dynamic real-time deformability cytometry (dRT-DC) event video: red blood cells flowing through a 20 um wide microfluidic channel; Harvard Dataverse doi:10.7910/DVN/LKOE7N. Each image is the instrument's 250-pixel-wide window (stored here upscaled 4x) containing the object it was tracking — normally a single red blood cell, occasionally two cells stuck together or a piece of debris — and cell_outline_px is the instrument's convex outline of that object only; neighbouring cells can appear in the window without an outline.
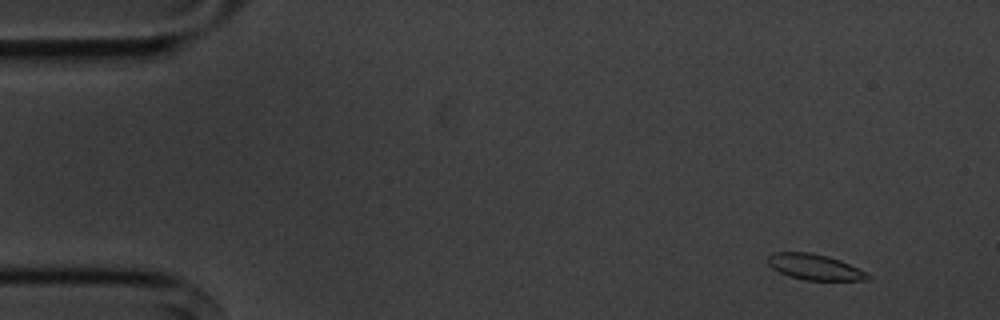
{"species": "common noctule bat (a hibernating species)", "species_latin": "Nyctalus noctula", "temperature_condition": "cold", "stored_images_in_passage": 14, "camera_frame_rate_fps": 3000, "um_per_image_px": 0.085, "animal": {"sex": "male", "body_mass_g": 20.1, "forearm_length_mm": 53.5}, "frame": {"image": 1, "passage_image": 1, "time_ms": 0.0, "image_size_px": [1000, 320], "cell_outline_px": [[872, 276], [868, 280], [804, 280], [788, 276], [772, 268], [768, 264], [768, 256], [772, 252], [812, 252], [828, 256], [840, 260]], "centroid_in_image_um": [69.21, 22.69], "position_along_channel_um": 15.8, "area_um2": 14.91}}
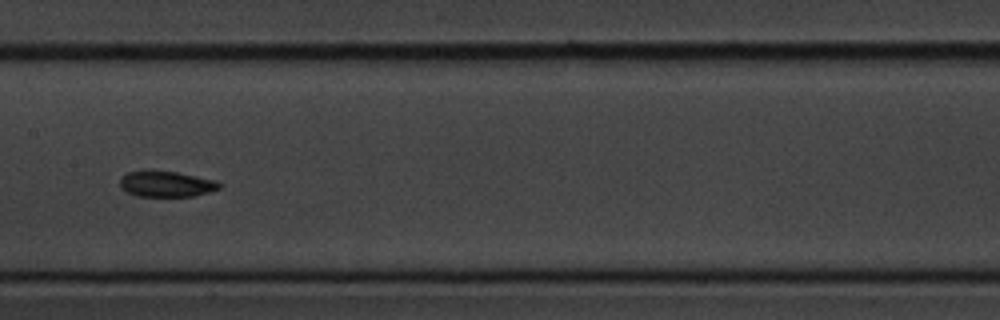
{"frame": {"image": 2, "passage_image": 7, "time_ms": 7.667, "image_size_px": [1000, 320], "cell_outline_px": [[220, 188], [196, 196], [136, 196], [120, 188], [120, 176], [128, 172], [144, 168], [148, 168], [176, 172], [216, 180], [220, 184]], "centroid_in_image_um": [14.06, 15.6], "position_along_channel_um": 193.3, "area_um2": 15.37}}
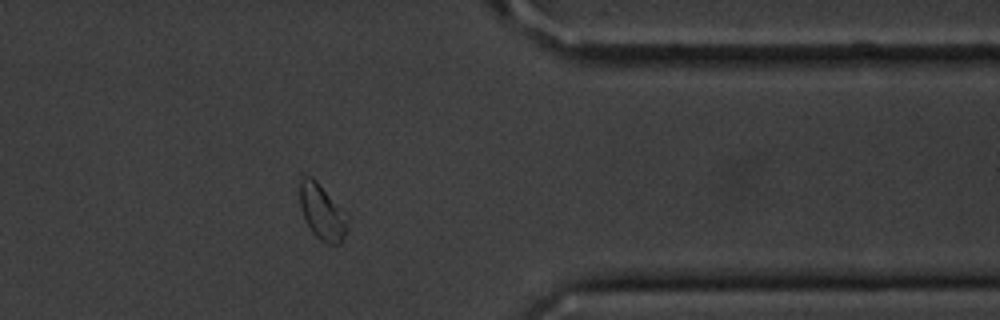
{"frame": {"image": 3, "passage_image": 12, "time_ms": 13.333, "image_size_px": [1000, 320], "cell_outline_px": [[348, 228], [340, 244], [328, 244], [320, 240], [312, 232], [300, 208], [300, 180], [304, 176], [312, 176], [348, 212]], "centroid_in_image_um": [27.43, 18.01], "position_along_channel_um": 384.0, "area_um2": 15.72}, "authors_computed_cell_mechanics": {"area_um2": 15.4615, "velocity_mm_per_s": 3.6198, "shape_relaxation_time_tau1_ms": 8.712, "shape_relaxation_time_tau2_ms": 5.6731, "deformation_change_tau1": 0.1511, "deformation_change_tau2": 0.09}}